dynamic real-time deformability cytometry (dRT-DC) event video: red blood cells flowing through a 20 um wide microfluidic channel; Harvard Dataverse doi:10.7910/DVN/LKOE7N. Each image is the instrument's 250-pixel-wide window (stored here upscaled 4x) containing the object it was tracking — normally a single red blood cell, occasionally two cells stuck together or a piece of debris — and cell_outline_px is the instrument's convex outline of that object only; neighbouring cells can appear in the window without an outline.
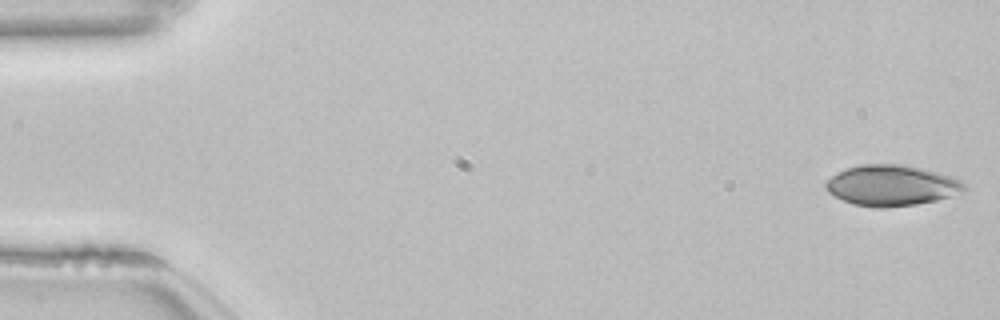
{"species": "common noctule bat (a hibernating species)", "species_latin": "Nyctalus noctula", "temperature_condition": "room temperature", "stored_images_in_passage": 53, "camera_frame_rate_fps": 3000, "um_per_image_px": 0.085, "animal": {"sex": "female", "body_mass_g": 22.7, "forearm_length_mm": 54.2}, "frame": {"image": 1, "passage_image": 1, "time_ms": 0.0, "image_size_px": [1000, 320], "cell_outline_px": [[968, 188], [964, 192], [936, 200], [916, 204], [884, 208], [876, 208], [852, 204], [828, 192], [824, 188], [824, 184], [832, 176], [848, 168], [860, 164], [900, 164], [920, 168], [936, 172], [960, 180]], "centroid_in_image_um": [75.78, 15.77], "position_along_channel_um": 9.2, "area_um2": 32.66}}
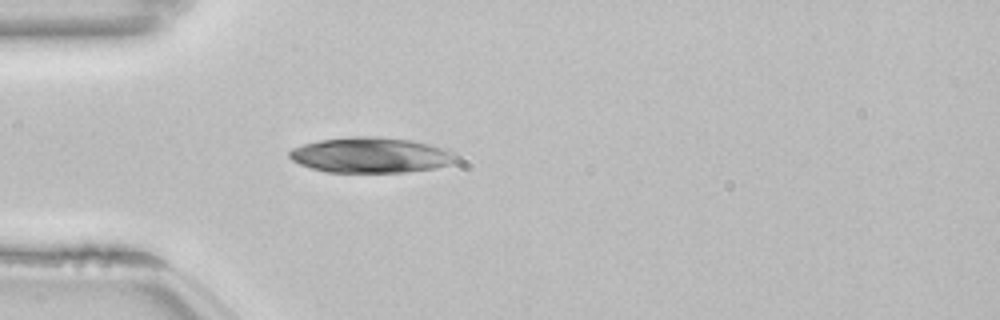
{"frame": {"image": 2, "passage_image": 15, "time_ms": 4.667, "image_size_px": [1000, 320], "cell_outline_px": [[456, 160], [448, 164], [436, 168], [404, 172], [328, 172], [312, 168], [300, 164], [292, 160], [288, 156], [288, 152], [292, 148], [304, 144], [320, 140], [352, 136], [376, 136], [412, 140], [428, 144], [452, 152], [456, 156]], "centroid_in_image_um": [31.47, 13.18], "position_along_channel_um": 53.5, "area_um2": 34.16}}
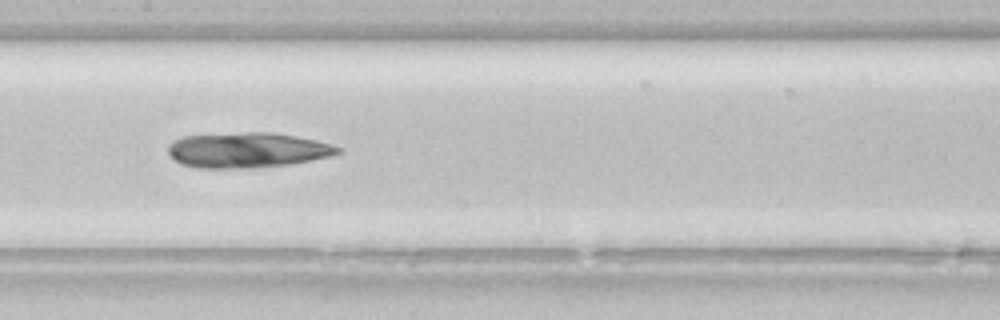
{"frame": {"image": 3, "passage_image": 26, "time_ms": 8.333, "image_size_px": [1000, 320], "cell_outline_px": [[340, 152], [332, 156], [288, 164], [252, 168], [196, 168], [180, 164], [168, 152], [168, 144], [172, 140], [184, 136], [244, 132], [272, 132], [296, 136], [316, 140], [340, 148]], "centroid_in_image_um": [20.98, 12.76], "position_along_channel_um": 186.4, "area_um2": 34.8}}